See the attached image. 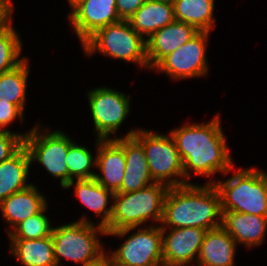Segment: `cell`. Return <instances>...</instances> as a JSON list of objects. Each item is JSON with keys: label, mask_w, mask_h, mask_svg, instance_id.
Returning a JSON list of instances; mask_svg holds the SVG:
<instances>
[{"label": "cell", "mask_w": 267, "mask_h": 266, "mask_svg": "<svg viewBox=\"0 0 267 266\" xmlns=\"http://www.w3.org/2000/svg\"><path fill=\"white\" fill-rule=\"evenodd\" d=\"M98 154L95 164L103 177L95 175V180L106 189L116 193L121 188L126 168L124 147L116 140L98 139Z\"/></svg>", "instance_id": "2e32d148"}, {"label": "cell", "mask_w": 267, "mask_h": 266, "mask_svg": "<svg viewBox=\"0 0 267 266\" xmlns=\"http://www.w3.org/2000/svg\"><path fill=\"white\" fill-rule=\"evenodd\" d=\"M75 194L82 203L97 214H101L104 211L105 216L100 222V226L105 228L110 223L112 206L110 208H106V206L108 195H111V197L114 195L112 191L99 184L95 178L77 179Z\"/></svg>", "instance_id": "cb8c5ba5"}, {"label": "cell", "mask_w": 267, "mask_h": 266, "mask_svg": "<svg viewBox=\"0 0 267 266\" xmlns=\"http://www.w3.org/2000/svg\"><path fill=\"white\" fill-rule=\"evenodd\" d=\"M133 136L144 148L152 180L163 184V180L170 176L184 177L182 161L172 136L144 131H136Z\"/></svg>", "instance_id": "ba28073f"}, {"label": "cell", "mask_w": 267, "mask_h": 266, "mask_svg": "<svg viewBox=\"0 0 267 266\" xmlns=\"http://www.w3.org/2000/svg\"><path fill=\"white\" fill-rule=\"evenodd\" d=\"M23 115V112L14 104L0 100V131L7 126L16 116Z\"/></svg>", "instance_id": "4dcf8cb0"}, {"label": "cell", "mask_w": 267, "mask_h": 266, "mask_svg": "<svg viewBox=\"0 0 267 266\" xmlns=\"http://www.w3.org/2000/svg\"><path fill=\"white\" fill-rule=\"evenodd\" d=\"M72 8L70 20L82 43L98 29L121 20L116 0H81Z\"/></svg>", "instance_id": "7c38bea8"}, {"label": "cell", "mask_w": 267, "mask_h": 266, "mask_svg": "<svg viewBox=\"0 0 267 266\" xmlns=\"http://www.w3.org/2000/svg\"><path fill=\"white\" fill-rule=\"evenodd\" d=\"M79 1L81 0H69V3L71 5V7H73L74 5H76Z\"/></svg>", "instance_id": "836d02e7"}, {"label": "cell", "mask_w": 267, "mask_h": 266, "mask_svg": "<svg viewBox=\"0 0 267 266\" xmlns=\"http://www.w3.org/2000/svg\"><path fill=\"white\" fill-rule=\"evenodd\" d=\"M12 253L25 266H57L52 236L41 239H11Z\"/></svg>", "instance_id": "7402d4cb"}, {"label": "cell", "mask_w": 267, "mask_h": 266, "mask_svg": "<svg viewBox=\"0 0 267 266\" xmlns=\"http://www.w3.org/2000/svg\"><path fill=\"white\" fill-rule=\"evenodd\" d=\"M165 227H162L163 266H184L200 252L206 230L196 227L173 228L165 238Z\"/></svg>", "instance_id": "4fadbf2b"}, {"label": "cell", "mask_w": 267, "mask_h": 266, "mask_svg": "<svg viewBox=\"0 0 267 266\" xmlns=\"http://www.w3.org/2000/svg\"><path fill=\"white\" fill-rule=\"evenodd\" d=\"M170 135L176 143L186 177L189 176L187 168L203 176L216 171L226 173L233 166L218 116L210 123L188 125Z\"/></svg>", "instance_id": "6da1fadb"}, {"label": "cell", "mask_w": 267, "mask_h": 266, "mask_svg": "<svg viewBox=\"0 0 267 266\" xmlns=\"http://www.w3.org/2000/svg\"><path fill=\"white\" fill-rule=\"evenodd\" d=\"M221 198V210L267 216V175L242 170L226 182L214 183Z\"/></svg>", "instance_id": "277c9868"}, {"label": "cell", "mask_w": 267, "mask_h": 266, "mask_svg": "<svg viewBox=\"0 0 267 266\" xmlns=\"http://www.w3.org/2000/svg\"><path fill=\"white\" fill-rule=\"evenodd\" d=\"M88 96L99 139H107L129 112L128 97L108 88L95 89Z\"/></svg>", "instance_id": "8fae6325"}, {"label": "cell", "mask_w": 267, "mask_h": 266, "mask_svg": "<svg viewBox=\"0 0 267 266\" xmlns=\"http://www.w3.org/2000/svg\"><path fill=\"white\" fill-rule=\"evenodd\" d=\"M88 53L99 50L105 55L148 66L146 40L128 20H120L95 31L83 43Z\"/></svg>", "instance_id": "8992f818"}, {"label": "cell", "mask_w": 267, "mask_h": 266, "mask_svg": "<svg viewBox=\"0 0 267 266\" xmlns=\"http://www.w3.org/2000/svg\"><path fill=\"white\" fill-rule=\"evenodd\" d=\"M96 266H113L107 259H105L102 263Z\"/></svg>", "instance_id": "d6a6232c"}, {"label": "cell", "mask_w": 267, "mask_h": 266, "mask_svg": "<svg viewBox=\"0 0 267 266\" xmlns=\"http://www.w3.org/2000/svg\"><path fill=\"white\" fill-rule=\"evenodd\" d=\"M147 0H116V9L121 20H129Z\"/></svg>", "instance_id": "f546056e"}, {"label": "cell", "mask_w": 267, "mask_h": 266, "mask_svg": "<svg viewBox=\"0 0 267 266\" xmlns=\"http://www.w3.org/2000/svg\"><path fill=\"white\" fill-rule=\"evenodd\" d=\"M38 133L34 128L24 138L30 160H38L53 176L61 177V186L65 188L68 185L66 157L73 142L59 131L44 136Z\"/></svg>", "instance_id": "52a82bcc"}, {"label": "cell", "mask_w": 267, "mask_h": 266, "mask_svg": "<svg viewBox=\"0 0 267 266\" xmlns=\"http://www.w3.org/2000/svg\"><path fill=\"white\" fill-rule=\"evenodd\" d=\"M30 164V155L24 145L13 156L0 163V202L30 186L25 183Z\"/></svg>", "instance_id": "44dd1931"}, {"label": "cell", "mask_w": 267, "mask_h": 266, "mask_svg": "<svg viewBox=\"0 0 267 266\" xmlns=\"http://www.w3.org/2000/svg\"><path fill=\"white\" fill-rule=\"evenodd\" d=\"M208 33L199 31L187 43L164 57L155 67L173 78L184 79L204 75L207 71L205 47Z\"/></svg>", "instance_id": "30bf717a"}, {"label": "cell", "mask_w": 267, "mask_h": 266, "mask_svg": "<svg viewBox=\"0 0 267 266\" xmlns=\"http://www.w3.org/2000/svg\"><path fill=\"white\" fill-rule=\"evenodd\" d=\"M23 135L12 134L10 131H0V163L13 156L23 145Z\"/></svg>", "instance_id": "f1b7e54d"}, {"label": "cell", "mask_w": 267, "mask_h": 266, "mask_svg": "<svg viewBox=\"0 0 267 266\" xmlns=\"http://www.w3.org/2000/svg\"><path fill=\"white\" fill-rule=\"evenodd\" d=\"M162 227L140 230L107 259L113 266H163Z\"/></svg>", "instance_id": "9c48e42d"}, {"label": "cell", "mask_w": 267, "mask_h": 266, "mask_svg": "<svg viewBox=\"0 0 267 266\" xmlns=\"http://www.w3.org/2000/svg\"><path fill=\"white\" fill-rule=\"evenodd\" d=\"M153 1H162V2H169V3H173L174 0H153Z\"/></svg>", "instance_id": "e575fe53"}, {"label": "cell", "mask_w": 267, "mask_h": 266, "mask_svg": "<svg viewBox=\"0 0 267 266\" xmlns=\"http://www.w3.org/2000/svg\"><path fill=\"white\" fill-rule=\"evenodd\" d=\"M186 184L183 180L170 179L166 185L151 182L149 186L135 192L114 193L112 198L117 202L112 206L110 223L105 227L106 234L123 236L149 217L161 222L169 188Z\"/></svg>", "instance_id": "3957f363"}, {"label": "cell", "mask_w": 267, "mask_h": 266, "mask_svg": "<svg viewBox=\"0 0 267 266\" xmlns=\"http://www.w3.org/2000/svg\"><path fill=\"white\" fill-rule=\"evenodd\" d=\"M96 229L103 234L107 233L104 227L99 225L95 228L83 218L79 222L53 228L51 236L57 266L61 256L74 262H81L83 266H96L102 263L107 257L103 251L99 252Z\"/></svg>", "instance_id": "5b68a950"}, {"label": "cell", "mask_w": 267, "mask_h": 266, "mask_svg": "<svg viewBox=\"0 0 267 266\" xmlns=\"http://www.w3.org/2000/svg\"><path fill=\"white\" fill-rule=\"evenodd\" d=\"M222 227L237 242L247 246L261 243L267 226V216L222 210Z\"/></svg>", "instance_id": "e0dca14e"}, {"label": "cell", "mask_w": 267, "mask_h": 266, "mask_svg": "<svg viewBox=\"0 0 267 266\" xmlns=\"http://www.w3.org/2000/svg\"><path fill=\"white\" fill-rule=\"evenodd\" d=\"M141 36H151L175 21L173 3L147 0L128 20Z\"/></svg>", "instance_id": "ffe728a7"}, {"label": "cell", "mask_w": 267, "mask_h": 266, "mask_svg": "<svg viewBox=\"0 0 267 266\" xmlns=\"http://www.w3.org/2000/svg\"><path fill=\"white\" fill-rule=\"evenodd\" d=\"M25 59L7 72L0 74V100L16 105L22 112L24 109L28 66Z\"/></svg>", "instance_id": "d4e9b609"}, {"label": "cell", "mask_w": 267, "mask_h": 266, "mask_svg": "<svg viewBox=\"0 0 267 266\" xmlns=\"http://www.w3.org/2000/svg\"><path fill=\"white\" fill-rule=\"evenodd\" d=\"M12 10L10 0H0V30L9 25L8 16Z\"/></svg>", "instance_id": "1f68e13d"}, {"label": "cell", "mask_w": 267, "mask_h": 266, "mask_svg": "<svg viewBox=\"0 0 267 266\" xmlns=\"http://www.w3.org/2000/svg\"><path fill=\"white\" fill-rule=\"evenodd\" d=\"M221 198L214 183L205 187L186 184L170 187L165 200L162 221L174 228L196 227L210 230L222 225Z\"/></svg>", "instance_id": "7a4b0ae2"}, {"label": "cell", "mask_w": 267, "mask_h": 266, "mask_svg": "<svg viewBox=\"0 0 267 266\" xmlns=\"http://www.w3.org/2000/svg\"><path fill=\"white\" fill-rule=\"evenodd\" d=\"M235 242L222 226L207 230L198 255L200 266H233Z\"/></svg>", "instance_id": "ac0fdd59"}, {"label": "cell", "mask_w": 267, "mask_h": 266, "mask_svg": "<svg viewBox=\"0 0 267 266\" xmlns=\"http://www.w3.org/2000/svg\"><path fill=\"white\" fill-rule=\"evenodd\" d=\"M21 47L18 35L10 23L0 30V74L12 70L23 61V59H17L20 55Z\"/></svg>", "instance_id": "4316f807"}, {"label": "cell", "mask_w": 267, "mask_h": 266, "mask_svg": "<svg viewBox=\"0 0 267 266\" xmlns=\"http://www.w3.org/2000/svg\"><path fill=\"white\" fill-rule=\"evenodd\" d=\"M136 131L129 132L124 138L116 139L123 147L126 168L121 188L116 193L135 192L149 186L152 180L146 154L142 144L133 136Z\"/></svg>", "instance_id": "5bb4252c"}, {"label": "cell", "mask_w": 267, "mask_h": 266, "mask_svg": "<svg viewBox=\"0 0 267 266\" xmlns=\"http://www.w3.org/2000/svg\"><path fill=\"white\" fill-rule=\"evenodd\" d=\"M66 162L68 166V185L65 188L73 185V175L76 176V179H90L96 175L89 172L91 165L94 163L91 153L85 147L72 143L68 149Z\"/></svg>", "instance_id": "484cf974"}, {"label": "cell", "mask_w": 267, "mask_h": 266, "mask_svg": "<svg viewBox=\"0 0 267 266\" xmlns=\"http://www.w3.org/2000/svg\"><path fill=\"white\" fill-rule=\"evenodd\" d=\"M173 6L175 20L188 23L198 31L209 32L215 22L214 0H174Z\"/></svg>", "instance_id": "603a6c76"}, {"label": "cell", "mask_w": 267, "mask_h": 266, "mask_svg": "<svg viewBox=\"0 0 267 266\" xmlns=\"http://www.w3.org/2000/svg\"><path fill=\"white\" fill-rule=\"evenodd\" d=\"M45 207L44 197L38 194L33 185L15 192L0 202L3 217L13 225V228L22 221L40 213Z\"/></svg>", "instance_id": "d6986e66"}, {"label": "cell", "mask_w": 267, "mask_h": 266, "mask_svg": "<svg viewBox=\"0 0 267 266\" xmlns=\"http://www.w3.org/2000/svg\"><path fill=\"white\" fill-rule=\"evenodd\" d=\"M44 210H46V207L40 213L17 225L14 233H9L10 238L35 240L52 235L53 228H50L48 218L43 214Z\"/></svg>", "instance_id": "83f0119b"}, {"label": "cell", "mask_w": 267, "mask_h": 266, "mask_svg": "<svg viewBox=\"0 0 267 266\" xmlns=\"http://www.w3.org/2000/svg\"><path fill=\"white\" fill-rule=\"evenodd\" d=\"M198 32L188 23L175 20L153 33L146 40L148 67H155L164 57L187 43Z\"/></svg>", "instance_id": "9a60e30c"}]
</instances>
